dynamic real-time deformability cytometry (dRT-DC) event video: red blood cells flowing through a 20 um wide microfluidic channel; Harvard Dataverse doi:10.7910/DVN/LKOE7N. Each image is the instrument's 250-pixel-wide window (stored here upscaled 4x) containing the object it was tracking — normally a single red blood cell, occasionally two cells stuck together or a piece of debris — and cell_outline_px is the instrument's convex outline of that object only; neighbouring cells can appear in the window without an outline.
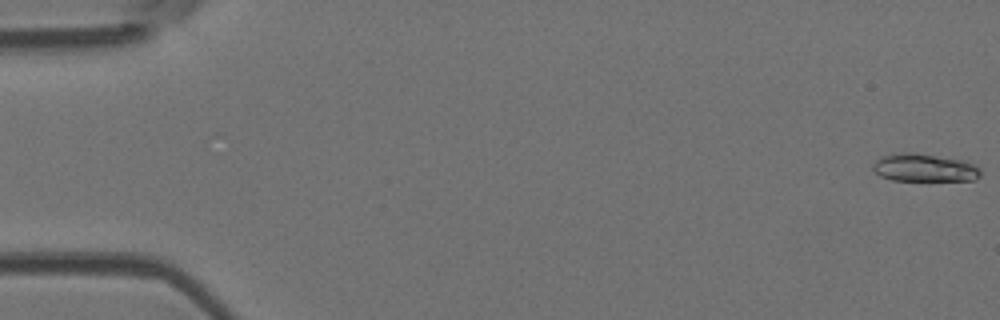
{"species": "Egyptian fruit bat (a non-hibernating species)", "species_latin": "Rousettus aegyptiacus", "temperature_condition": "room temperature", "stored_images_in_passage": 33, "camera_frame_rate_fps": 3000, "um_per_image_px": 0.085, "animal": {"sex": "female"}, "frame": {"image": 1, "passage_image": 1, "time_ms": 0.0, "image_size_px": [1000, 320], "cell_outline_px": [[980, 176], [976, 180], [928, 184], [892, 180], [880, 176], [872, 168], [872, 164], [880, 156], [908, 152], [912, 152], [960, 160], [972, 164], [980, 168]], "centroid_in_image_um": [78.58, 14.34], "position_along_channel_um": 6.4, "area_um2": 18.44}}
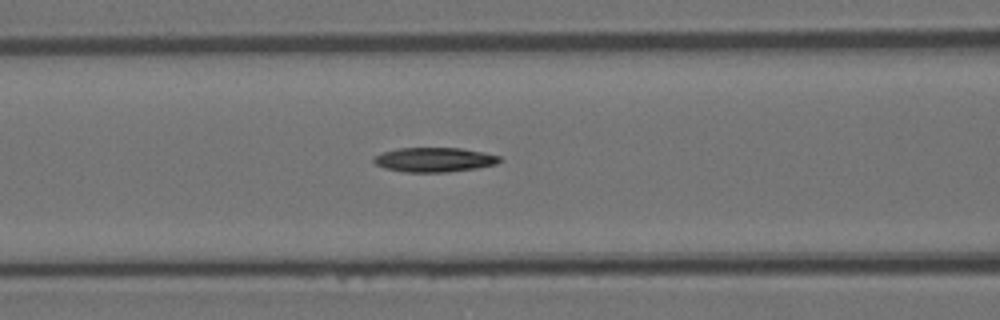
{"frame": {"image": 2, "passage_image": 22, "time_ms": 7.0, "image_size_px": [1000, 320], "cell_outline_px": [[500, 160], [496, 164], [476, 168], [448, 172], [404, 172], [384, 168], [376, 164], [372, 160], [372, 156], [396, 148], [460, 148], [484, 152], [500, 156]], "centroid_in_image_um": [36.88, 13.57], "position_along_channel_um": 129.7, "area_um2": 17.98}}
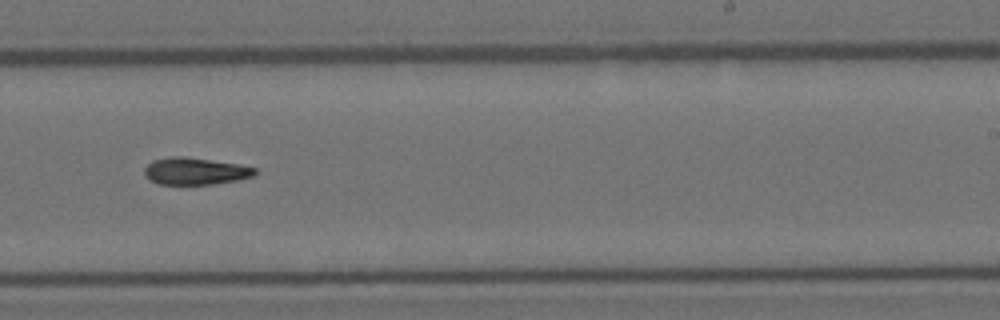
{"frame": {"image": 3, "passage_image": 33, "time_ms": 10.667, "image_size_px": [1000, 320], "cell_outline_px": [[256, 172], [252, 176], [236, 180], [212, 184], [160, 184], [148, 180], [144, 176], [144, 168], [152, 160], [172, 156], [184, 156], [236, 164], [256, 168]], "centroid_in_image_um": [16.52, 14.55], "position_along_channel_um": 272.5, "area_um2": 17.28}}